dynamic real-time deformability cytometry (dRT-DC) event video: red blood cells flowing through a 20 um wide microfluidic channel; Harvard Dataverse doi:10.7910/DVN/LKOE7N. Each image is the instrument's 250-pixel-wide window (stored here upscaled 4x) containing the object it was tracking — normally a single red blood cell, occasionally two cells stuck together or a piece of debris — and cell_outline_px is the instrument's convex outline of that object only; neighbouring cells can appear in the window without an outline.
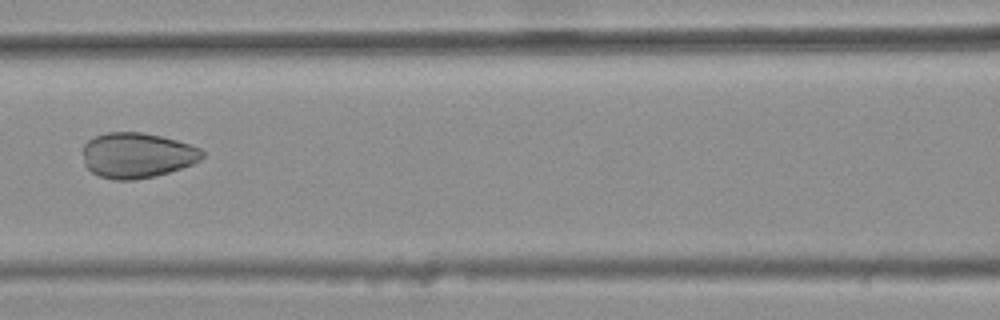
{"species": "common noctule bat (a hibernating species)", "species_latin": "Nyctalus noctula", "temperature_condition": "warm", "stored_images_in_passage": 7, "camera_frame_rate_fps": 3000, "um_per_image_px": 0.085, "animal": {"sex": "female", "body_mass_g": 25.1}, "frame": {"image": 1, "passage_image": 6, "time_ms": 1.667, "image_size_px": [1000, 320], "cell_outline_px": [[204, 156], [200, 160], [192, 164], [168, 172], [152, 176], [132, 180], [112, 180], [100, 176], [92, 172], [84, 164], [80, 152], [84, 144], [88, 140], [96, 136], [108, 132], [140, 132], [160, 136], [176, 140], [200, 148], [204, 152]], "centroid_in_image_um": [11.6, 13.2], "position_along_channel_um": 155.0, "area_um2": 31.56}}
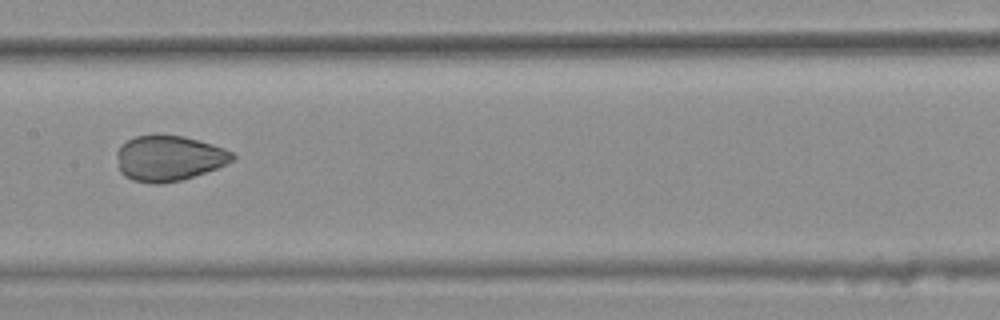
{"frame": {"image": 2, "passage_image": 7, "time_ms": 2.0, "image_size_px": [1000, 320], "cell_outline_px": [[236, 156], [232, 160], [216, 168], [180, 180], [164, 184], [152, 184], [132, 180], [124, 176], [120, 172], [116, 152], [120, 144], [136, 136], [184, 136], [200, 140], [224, 148], [232, 152]], "centroid_in_image_um": [14.32, 13.46], "position_along_channel_um": 193.1, "area_um2": 30.4}}